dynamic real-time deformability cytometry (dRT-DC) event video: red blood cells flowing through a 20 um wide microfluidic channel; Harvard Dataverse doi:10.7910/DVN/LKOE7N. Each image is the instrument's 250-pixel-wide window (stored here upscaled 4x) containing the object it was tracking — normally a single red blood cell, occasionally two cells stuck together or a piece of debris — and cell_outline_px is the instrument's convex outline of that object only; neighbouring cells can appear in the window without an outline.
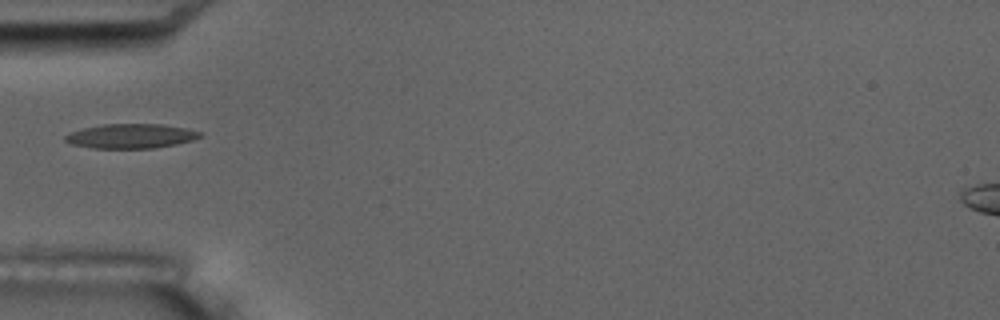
{"species": "common noctule bat (a hibernating species)", "species_latin": "Nyctalus noctula", "temperature_condition": "room temperature", "stored_images_in_passage": 8, "camera_frame_rate_fps": 3000, "um_per_image_px": 0.085, "animal": {"sex": "male", "body_mass_g": 17.5, "forearm_length_mm": 52.3}, "frame": {"image": 1, "passage_image": 5, "time_ms": 5.333, "image_size_px": [1000, 320], "cell_outline_px": [[204, 136], [192, 140], [176, 144], [152, 148], [92, 148], [72, 144], [64, 140], [64, 136], [68, 132], [84, 128], [104, 124], [160, 124], [188, 128], [200, 132]], "centroid_in_image_um": [11.12, 11.56], "position_along_channel_um": 73.9, "area_um2": 19.25}}
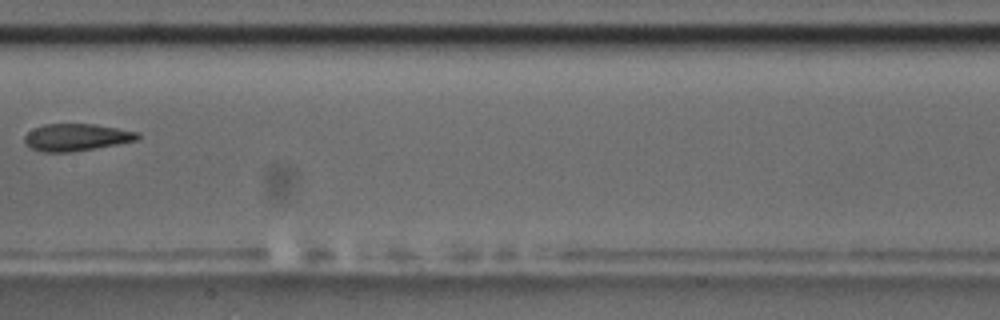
{"frame": {"image": 2, "passage_image": 8, "time_ms": 9.0, "image_size_px": [1000, 320], "cell_outline_px": [[140, 140], [72, 152], [40, 152], [24, 144], [24, 136], [32, 128], [44, 124], [96, 124], [140, 132]], "centroid_in_image_um": [6.49, 11.67], "position_along_channel_um": 200.9, "area_um2": 18.15}}